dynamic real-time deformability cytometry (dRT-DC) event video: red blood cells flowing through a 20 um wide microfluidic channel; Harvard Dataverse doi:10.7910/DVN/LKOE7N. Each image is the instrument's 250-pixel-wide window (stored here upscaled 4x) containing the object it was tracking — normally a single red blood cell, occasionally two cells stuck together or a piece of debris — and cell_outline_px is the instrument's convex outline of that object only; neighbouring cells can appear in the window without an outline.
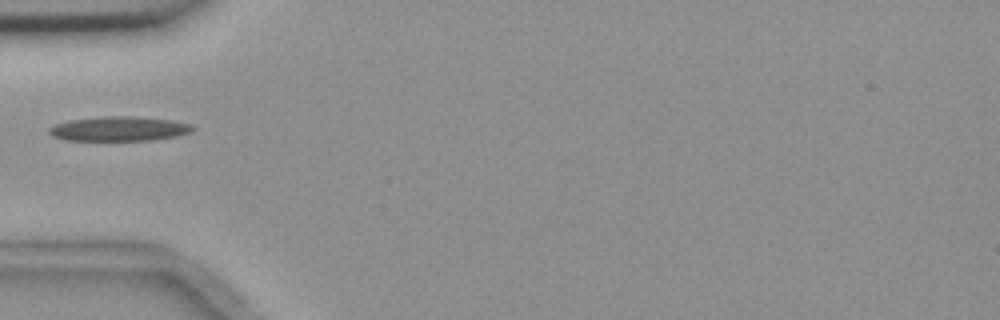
{"species": "common noctule bat (a hibernating species)", "species_latin": "Nyctalus noctula", "temperature_condition": "room temperature", "stored_images_in_passage": 7, "camera_frame_rate_fps": 3000, "um_per_image_px": 0.085, "animal": {"sex": "female", "body_mass_g": 18.4}, "frame": {"image": 1, "passage_image": 1, "time_ms": 0.0, "image_size_px": [1000, 320], "cell_outline_px": [[196, 128], [192, 132], [176, 136], [152, 140], [64, 140], [52, 136], [48, 132], [48, 128], [56, 124], [68, 120], [100, 116], [132, 116], [168, 120], [192, 124]], "centroid_in_image_um": [10.1, 10.94], "position_along_channel_um": 74.9, "area_um2": 20.58}}
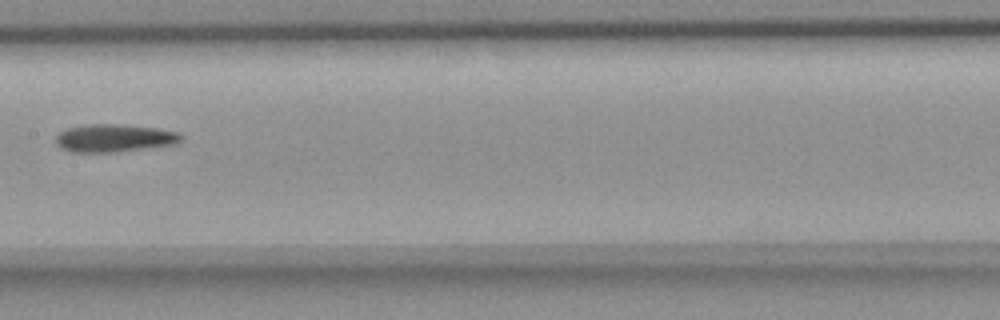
{"frame": {"image": 2, "passage_image": 4, "time_ms": 3.333, "image_size_px": [1000, 320], "cell_outline_px": [[184, 136], [176, 144], [112, 152], [72, 152], [60, 148], [56, 144], [56, 136], [60, 132], [68, 128], [88, 124], [124, 124], [156, 128], [180, 132]], "centroid_in_image_um": [9.71, 11.73], "position_along_channel_um": 197.7, "area_um2": 20.29}}
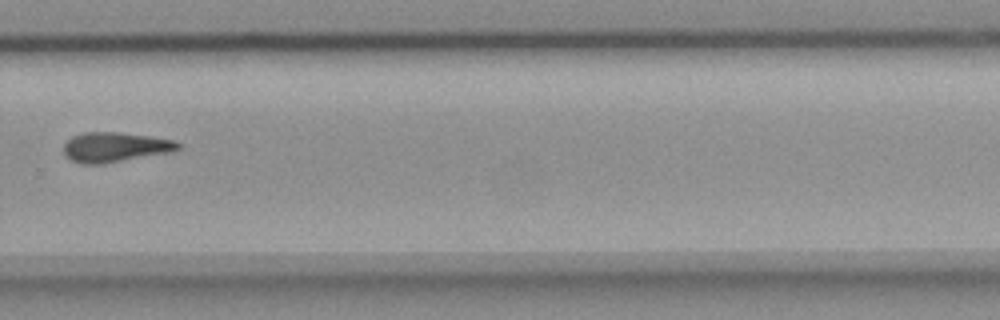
{"frame": {"image": 3, "passage_image": 7, "time_ms": 6.667, "image_size_px": [1000, 320], "cell_outline_px": [[180, 148], [172, 152], [100, 164], [80, 164], [64, 156], [64, 144], [72, 136], [84, 132], [120, 132], [152, 136], [176, 140], [180, 144]], "centroid_in_image_um": [9.78, 12.5], "position_along_channel_um": 320.0, "area_um2": 20.0}}